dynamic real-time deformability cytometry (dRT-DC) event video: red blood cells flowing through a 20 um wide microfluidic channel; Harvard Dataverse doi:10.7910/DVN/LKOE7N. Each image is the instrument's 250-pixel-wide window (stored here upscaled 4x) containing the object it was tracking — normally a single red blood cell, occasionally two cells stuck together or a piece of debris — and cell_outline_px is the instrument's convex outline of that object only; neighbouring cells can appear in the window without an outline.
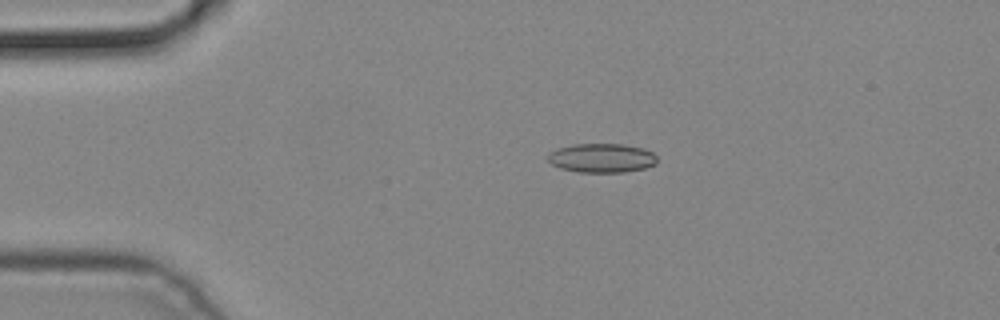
{"species": "common noctule bat (a hibernating species)", "species_latin": "Nyctalus noctula", "temperature_condition": "cold", "stored_images_in_passage": 2, "camera_frame_rate_fps": 3000, "um_per_image_px": 0.085, "animal": {"sex": "male", "body_mass_g": 19.2, "forearm_length_mm": 51.8}, "frame": {"image": 1, "passage_image": 1, "time_ms": 0.0, "image_size_px": [1000, 320], "cell_outline_px": [[656, 164], [644, 168], [624, 172], [580, 172], [560, 168], [552, 164], [548, 160], [548, 152], [556, 148], [572, 144], [624, 144], [644, 148], [652, 152], [656, 156]], "centroid_in_image_um": [51.13, 13.42], "position_along_channel_um": 33.9, "area_um2": 18.61}}